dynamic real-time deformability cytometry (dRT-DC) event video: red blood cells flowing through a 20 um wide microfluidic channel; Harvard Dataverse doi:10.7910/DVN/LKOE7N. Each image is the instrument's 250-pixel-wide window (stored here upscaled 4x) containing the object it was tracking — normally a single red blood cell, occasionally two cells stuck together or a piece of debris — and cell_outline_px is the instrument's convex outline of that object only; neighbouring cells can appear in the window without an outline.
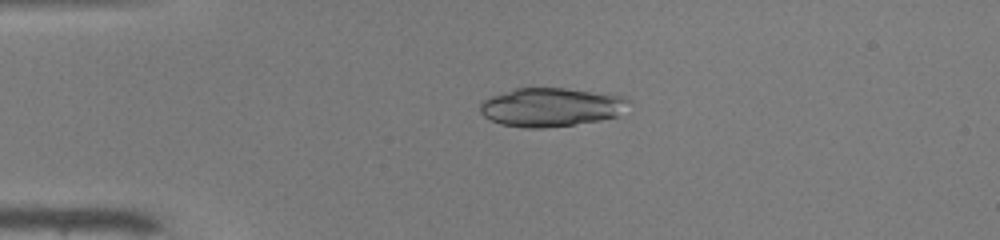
{"species": "common noctule bat (a hibernating species)", "species_latin": "Nyctalus noctula", "temperature_condition": "warm", "stored_images_in_passage": 50, "camera_frame_rate_fps": 3000, "um_per_image_px": 0.085, "animal": {"sex": "male", "body_mass_g": 19.0, "forearm_length_mm": 50.8}, "frame": {"image": 1, "passage_image": 12, "time_ms": 3.667, "image_size_px": [1000, 240], "cell_outline_px": [[628, 100], [616, 116], [600, 120], [544, 128], [524, 128], [500, 124], [484, 116], [480, 112], [480, 104], [484, 100], [492, 96], [512, 88], [564, 88], [624, 96]], "centroid_in_image_um": [46.75, 9.1], "position_along_channel_um": 38.2, "area_um2": 33.0}}